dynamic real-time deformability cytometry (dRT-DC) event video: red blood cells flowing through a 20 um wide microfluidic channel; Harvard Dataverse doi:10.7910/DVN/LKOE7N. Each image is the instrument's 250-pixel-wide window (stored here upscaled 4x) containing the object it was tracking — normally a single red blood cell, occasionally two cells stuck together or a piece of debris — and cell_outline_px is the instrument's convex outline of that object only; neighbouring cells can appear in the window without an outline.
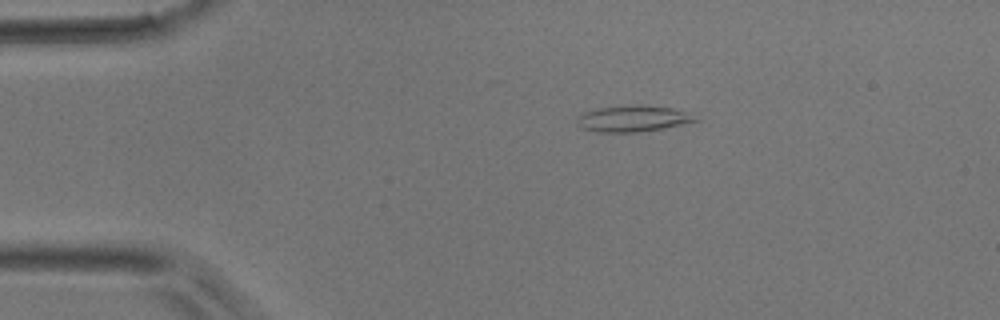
{"species": "common noctule bat (a hibernating species)", "species_latin": "Nyctalus noctula", "temperature_condition": "room temperature", "stored_images_in_passage": 39, "camera_frame_rate_fps": 3000, "um_per_image_px": 0.085, "animal": {"sex": "male", "body_mass_g": 17.9}, "frame": {"image": 1, "passage_image": 1, "time_ms": 0.0, "image_size_px": [1000, 320], "cell_outline_px": [[700, 120], [664, 128], [640, 132], [596, 132], [580, 128], [576, 124], [576, 116], [584, 112], [596, 108], [640, 104], [644, 104], [672, 108], [684, 112]], "centroid_in_image_um": [53.71, 10.08], "position_along_channel_um": 31.3, "area_um2": 18.21}}
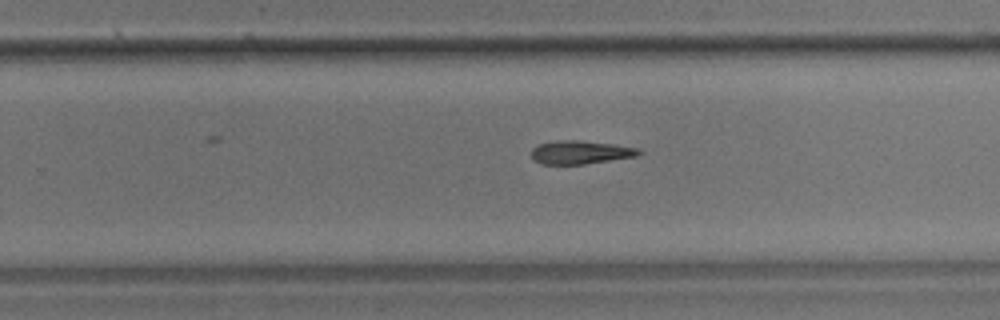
{"frame": {"image": 2, "passage_image": 22, "time_ms": 7.0, "image_size_px": [1000, 320], "cell_outline_px": [[644, 152], [636, 156], [584, 164], [540, 164], [532, 160], [532, 148], [536, 144], [560, 140], [576, 140], [612, 144], [636, 148]], "centroid_in_image_um": [49.28, 12.95], "position_along_channel_um": 280.5, "area_um2": 14.57}}
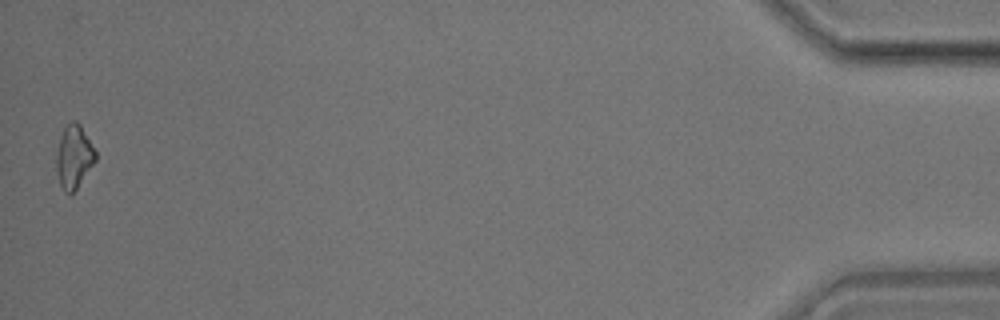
{"frame": {"image": 3, "passage_image": 39, "time_ms": 12.667, "image_size_px": [1000, 320], "cell_outline_px": [[96, 160], [72, 196], [68, 196], [64, 192], [60, 184], [56, 172], [56, 152], [64, 124], [72, 120], [76, 120], [80, 124], [96, 152]], "centroid_in_image_um": [6.26, 13.34], "position_along_channel_um": 428.9, "area_um2": 14.74}}